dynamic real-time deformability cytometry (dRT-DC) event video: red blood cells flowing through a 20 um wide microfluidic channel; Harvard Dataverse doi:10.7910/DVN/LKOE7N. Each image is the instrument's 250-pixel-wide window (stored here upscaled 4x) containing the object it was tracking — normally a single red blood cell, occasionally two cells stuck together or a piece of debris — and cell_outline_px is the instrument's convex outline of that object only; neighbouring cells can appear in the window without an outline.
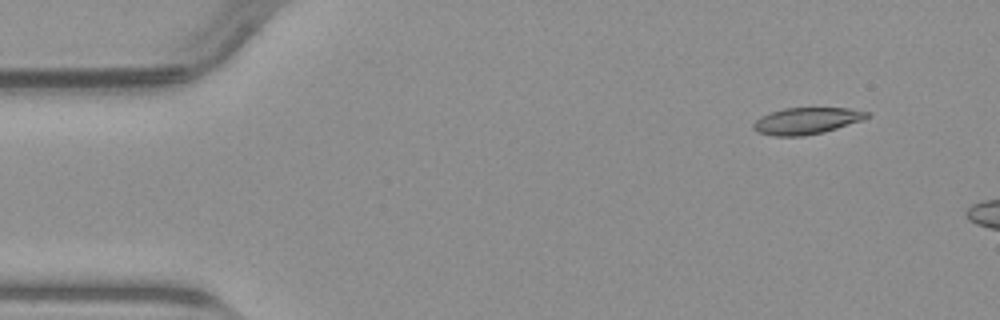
{"species": "common noctule bat (a hibernating species)", "species_latin": "Nyctalus noctula", "temperature_condition": "warm", "stored_images_in_passage": 7, "camera_frame_rate_fps": 3000, "um_per_image_px": 0.085, "animal": {"sex": "male", "body_mass_g": 23.1, "forearm_length_mm": 52.7}, "frame": {"image": 1, "passage_image": 2, "time_ms": 0.333, "image_size_px": [1000, 320], "cell_outline_px": [[868, 116], [860, 120], [824, 132], [804, 136], [772, 136], [760, 132], [752, 128], [752, 124], [760, 116], [784, 108], [848, 108], [868, 112]], "centroid_in_image_um": [68.5, 10.27], "position_along_channel_um": 16.5, "area_um2": 17.34}}